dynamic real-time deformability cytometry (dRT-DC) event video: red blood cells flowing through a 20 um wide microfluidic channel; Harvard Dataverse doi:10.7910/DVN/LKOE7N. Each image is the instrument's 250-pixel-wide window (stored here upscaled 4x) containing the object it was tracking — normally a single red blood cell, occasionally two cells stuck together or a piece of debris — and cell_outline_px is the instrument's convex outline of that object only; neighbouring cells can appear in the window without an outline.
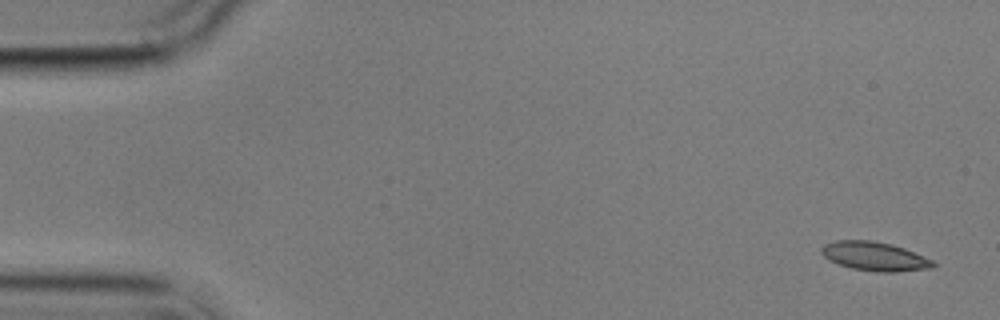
{"species": "common noctule bat (a hibernating species)", "species_latin": "Nyctalus noctula", "temperature_condition": "cold", "stored_images_in_passage": 3, "camera_frame_rate_fps": 3000, "um_per_image_px": 0.085, "animal": {"sex": "male", "body_mass_g": 17.9}, "frame": {"image": 1, "passage_image": 1, "time_ms": 0.0, "image_size_px": [1000, 320], "cell_outline_px": [[936, 264], [932, 268], [896, 272], [876, 272], [852, 268], [828, 260], [820, 252], [820, 248], [824, 244], [836, 240], [872, 240], [892, 244], [904, 248], [932, 260]], "centroid_in_image_um": [74.32, 21.78], "position_along_channel_um": 10.7, "area_um2": 18.84}}